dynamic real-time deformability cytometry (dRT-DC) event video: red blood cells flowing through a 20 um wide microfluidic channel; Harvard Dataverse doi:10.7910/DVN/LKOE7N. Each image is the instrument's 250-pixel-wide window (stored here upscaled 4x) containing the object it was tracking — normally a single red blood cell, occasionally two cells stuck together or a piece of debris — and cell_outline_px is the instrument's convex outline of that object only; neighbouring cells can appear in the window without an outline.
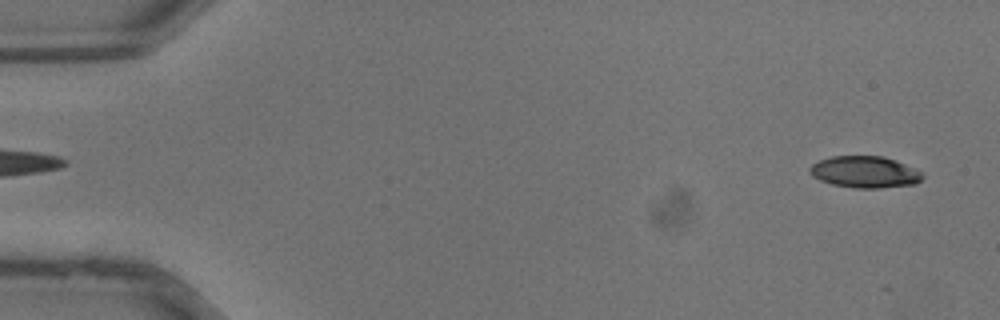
{"species": "common noctule bat (a hibernating species)", "species_latin": "Nyctalus noctula", "temperature_condition": "warm", "stored_images_in_passage": 28, "camera_frame_rate_fps": 3000, "um_per_image_px": 0.085, "animal": {"sex": "male", "body_mass_g": 13.3}, "frame": {"image": 1, "passage_image": 1, "time_ms": 0.0, "image_size_px": [1000, 320], "cell_outline_px": [[924, 176], [916, 184], [880, 188], [856, 188], [832, 184], [820, 180], [812, 176], [808, 168], [812, 164], [820, 160], [832, 156], [884, 156], [896, 160], [924, 172]], "centroid_in_image_um": [73.54, 14.62], "position_along_channel_um": 11.5, "area_um2": 20.92}}
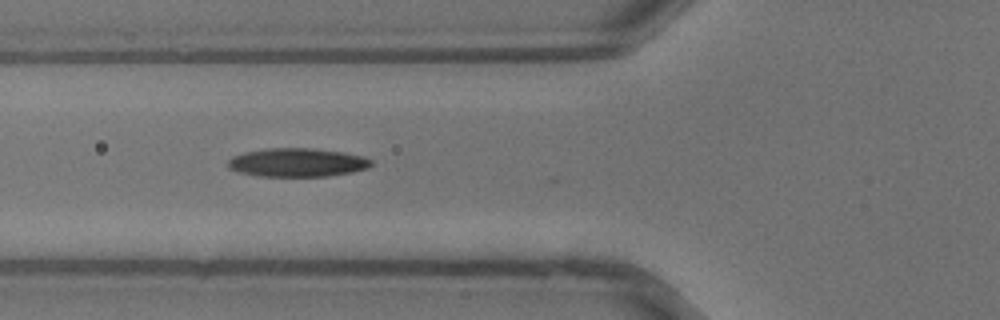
{"frame": {"image": 2, "passage_image": 13, "time_ms": 4.0, "image_size_px": [1000, 320], "cell_outline_px": [[372, 164], [368, 168], [352, 172], [328, 176], [260, 176], [240, 172], [228, 168], [228, 160], [232, 156], [244, 152], [264, 148], [312, 148], [344, 152], [364, 156], [372, 160]], "centroid_in_image_um": [25.28, 13.8], "position_along_channel_um": 100.5, "area_um2": 23.99}}
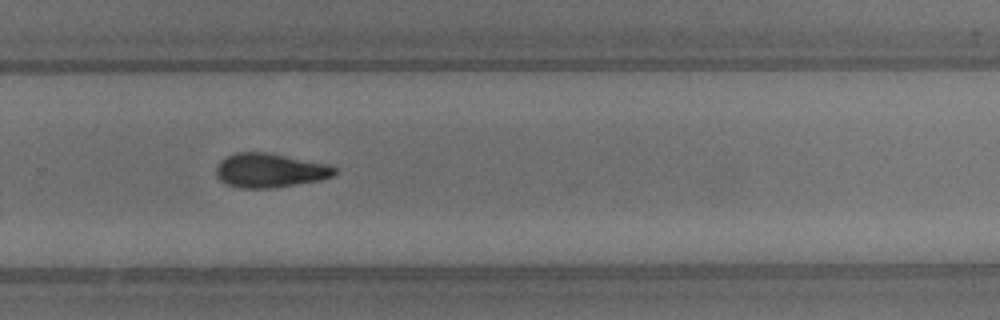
{"frame": {"image": 3, "passage_image": 24, "time_ms": 7.667, "image_size_px": [1000, 320], "cell_outline_px": [[336, 172], [332, 176], [320, 180], [272, 188], [240, 188], [228, 184], [220, 180], [216, 176], [216, 168], [220, 160], [236, 152], [268, 152], [328, 164], [336, 168]], "centroid_in_image_um": [22.92, 14.48], "position_along_channel_um": 306.9, "area_um2": 23.52}}